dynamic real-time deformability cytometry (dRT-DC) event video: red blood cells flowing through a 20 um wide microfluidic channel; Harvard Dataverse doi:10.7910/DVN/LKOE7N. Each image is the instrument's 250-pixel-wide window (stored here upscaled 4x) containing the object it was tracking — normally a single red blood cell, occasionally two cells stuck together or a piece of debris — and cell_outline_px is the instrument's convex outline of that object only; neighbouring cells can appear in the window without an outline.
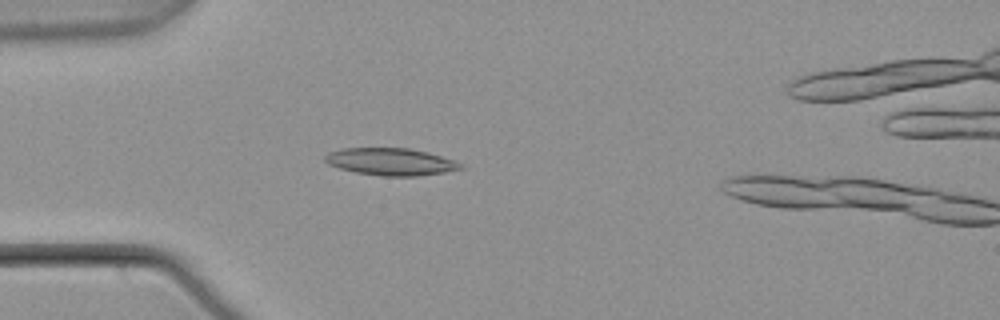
{"species": "common noctule bat (a hibernating species)", "species_latin": "Nyctalus noctula", "temperature_condition": "warm", "stored_images_in_passage": 3, "camera_frame_rate_fps": 3000, "um_per_image_px": 0.085, "animal": {"sex": "male", "body_mass_g": 21.5, "forearm_length_mm": 52.0}, "frame": {"image": 1, "passage_image": 2, "time_ms": 0.333, "image_size_px": [1000, 320], "cell_outline_px": [[464, 168], [444, 172], [416, 176], [380, 176], [356, 172], [340, 168], [328, 164], [324, 160], [324, 156], [328, 152], [344, 148], [408, 148], [428, 152], [456, 160], [464, 164]], "centroid_in_image_um": [33.24, 13.74], "position_along_channel_um": 51.8, "area_um2": 21.62}}